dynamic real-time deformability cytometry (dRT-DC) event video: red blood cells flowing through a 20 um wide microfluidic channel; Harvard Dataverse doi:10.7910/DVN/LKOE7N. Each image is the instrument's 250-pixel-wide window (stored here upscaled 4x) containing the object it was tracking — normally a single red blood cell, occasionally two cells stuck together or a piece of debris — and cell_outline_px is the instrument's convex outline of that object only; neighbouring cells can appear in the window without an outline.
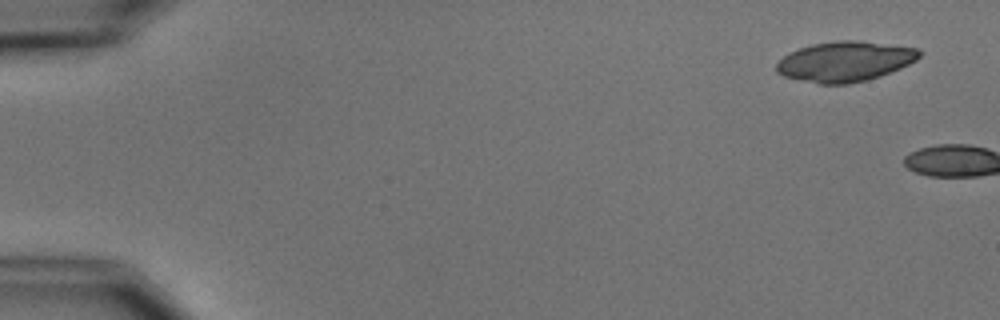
{"species": "common noctule bat (a hibernating species)", "species_latin": "Nyctalus noctula", "temperature_condition": "cold", "stored_images_in_passage": 2, "camera_frame_rate_fps": 3000, "um_per_image_px": 0.085, "animal": {"sex": "male", "body_mass_g": 15.6}, "frame": {"image": 1, "passage_image": 1, "time_ms": 0.0, "image_size_px": [1000, 320], "cell_outline_px": [[924, 52], [916, 60], [900, 68], [880, 76], [868, 80], [848, 84], [820, 84], [784, 76], [776, 72], [776, 64], [788, 52], [812, 44], [836, 40], [860, 40], [916, 48]], "centroid_in_image_um": [71.83, 5.22], "position_along_channel_um": 13.2, "area_um2": 33.47}}